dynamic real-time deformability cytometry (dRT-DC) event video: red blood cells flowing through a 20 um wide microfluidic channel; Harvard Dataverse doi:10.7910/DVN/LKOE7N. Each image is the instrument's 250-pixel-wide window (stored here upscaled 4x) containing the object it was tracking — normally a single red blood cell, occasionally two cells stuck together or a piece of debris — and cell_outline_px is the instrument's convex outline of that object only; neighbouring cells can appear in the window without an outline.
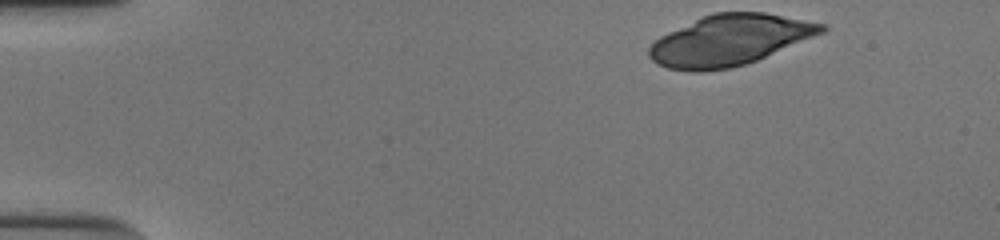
{"species": "human", "species_latin": "Homo sapiens", "temperature_condition": "cold", "stored_images_in_passage": 39, "camera_frame_rate_fps": 3000, "um_per_image_px": 0.085, "donor": {"sex": "male"}, "frame": {"image": 1, "passage_image": 1, "time_ms": 0.0, "image_size_px": [1000, 240], "cell_outline_px": [[828, 28], [824, 32], [756, 60], [732, 68], [700, 72], [692, 72], [668, 68], [656, 64], [648, 56], [648, 48], [660, 36], [668, 32], [712, 12], [764, 12], [828, 24]], "centroid_in_image_um": [62.01, 3.42], "position_along_channel_um": 23.0, "area_um2": 50.81}}